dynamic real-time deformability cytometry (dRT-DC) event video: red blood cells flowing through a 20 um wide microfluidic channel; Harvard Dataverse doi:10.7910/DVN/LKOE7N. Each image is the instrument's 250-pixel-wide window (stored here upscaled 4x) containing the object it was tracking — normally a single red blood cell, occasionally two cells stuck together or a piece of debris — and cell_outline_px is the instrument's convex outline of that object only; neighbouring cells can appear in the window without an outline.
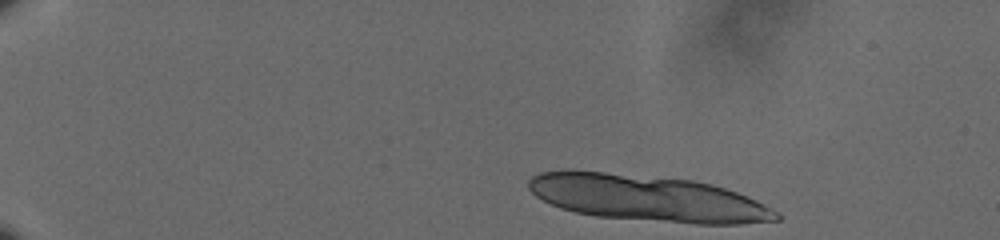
{"species": "human", "species_latin": "Homo sapiens", "temperature_condition": "cold", "stored_images_in_passage": 12, "camera_frame_rate_fps": 3000, "um_per_image_px": 0.085, "donor": {"sex": "male"}, "frame": {"image": 1, "passage_image": 1, "time_ms": 0.0, "image_size_px": [1000, 240], "cell_outline_px": [[784, 216], [780, 220], [740, 224], [696, 224], [596, 216], [576, 212], [560, 208], [536, 196], [528, 188], [528, 180], [532, 176], [540, 172], [564, 168], [572, 168], [692, 180], [712, 184], [748, 196], [780, 212]], "centroid_in_image_um": [55.03, 16.82], "position_along_channel_um": 30.0, "area_um2": 67.63}}